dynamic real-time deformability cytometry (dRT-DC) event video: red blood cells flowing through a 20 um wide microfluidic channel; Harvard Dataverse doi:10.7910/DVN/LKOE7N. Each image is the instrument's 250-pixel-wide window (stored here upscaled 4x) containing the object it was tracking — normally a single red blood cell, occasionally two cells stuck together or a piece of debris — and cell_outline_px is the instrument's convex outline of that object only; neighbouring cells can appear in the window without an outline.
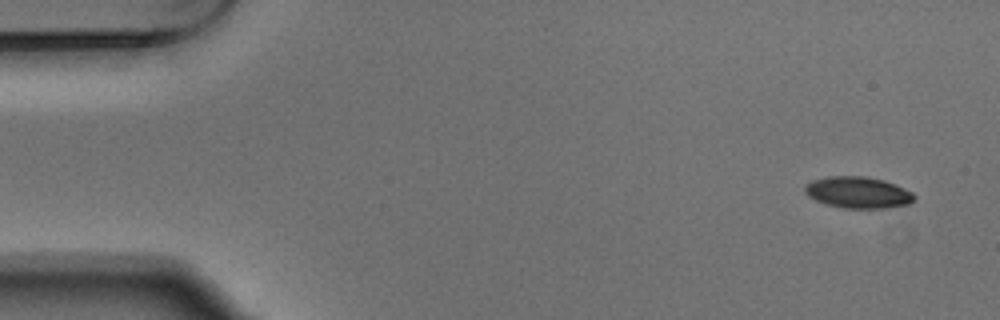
{"species": "Egyptian fruit bat (a non-hibernating species)", "species_latin": "Rousettus aegyptiacus", "temperature_condition": "warm", "stored_images_in_passage": 5, "camera_frame_rate_fps": 3000, "um_per_image_px": 0.085, "animal": {"sex": "male"}, "frame": {"image": 1, "passage_image": 1, "time_ms": 0.0, "image_size_px": [1000, 320], "cell_outline_px": [[916, 196], [908, 204], [888, 208], [844, 208], [824, 204], [808, 196], [804, 192], [804, 184], [812, 180], [828, 176], [864, 176], [884, 180], [904, 188], [912, 192]], "centroid_in_image_um": [72.89, 16.35], "position_along_channel_um": 12.1, "area_um2": 20.17}}
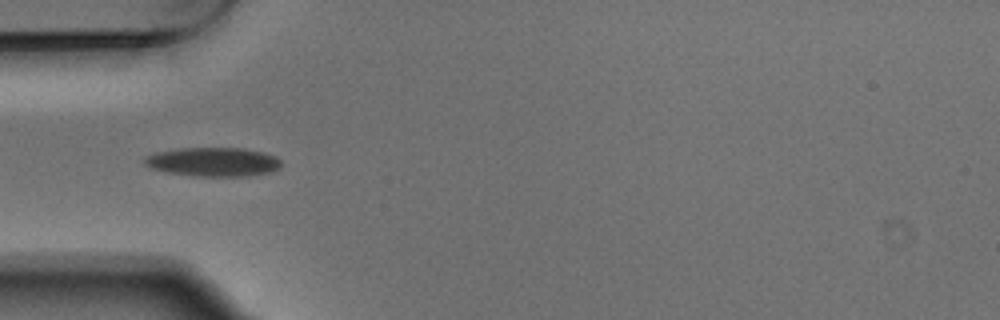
{"frame": {"image": 2, "passage_image": 4, "time_ms": 1.0, "image_size_px": [1000, 320], "cell_outline_px": [[280, 168], [268, 172], [248, 176], [196, 176], [168, 172], [152, 168], [144, 164], [144, 156], [156, 152], [180, 148], [244, 148], [264, 152], [276, 156], [280, 160]], "centroid_in_image_um": [18.12, 13.75], "position_along_channel_um": 66.9, "area_um2": 23.06}}
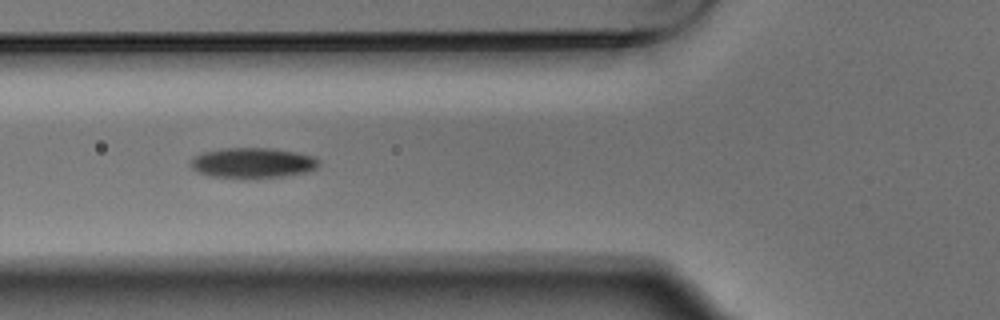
{"frame": {"image": 3, "passage_image": 5, "time_ms": 1.333, "image_size_px": [1000, 320], "cell_outline_px": [[320, 164], [316, 168], [308, 172], [284, 176], [248, 180], [208, 176], [196, 172], [192, 168], [188, 160], [204, 152], [220, 148], [272, 148], [296, 152], [316, 156], [320, 160]], "centroid_in_image_um": [21.47, 13.87], "position_along_channel_um": 104.3, "area_um2": 23.47}}